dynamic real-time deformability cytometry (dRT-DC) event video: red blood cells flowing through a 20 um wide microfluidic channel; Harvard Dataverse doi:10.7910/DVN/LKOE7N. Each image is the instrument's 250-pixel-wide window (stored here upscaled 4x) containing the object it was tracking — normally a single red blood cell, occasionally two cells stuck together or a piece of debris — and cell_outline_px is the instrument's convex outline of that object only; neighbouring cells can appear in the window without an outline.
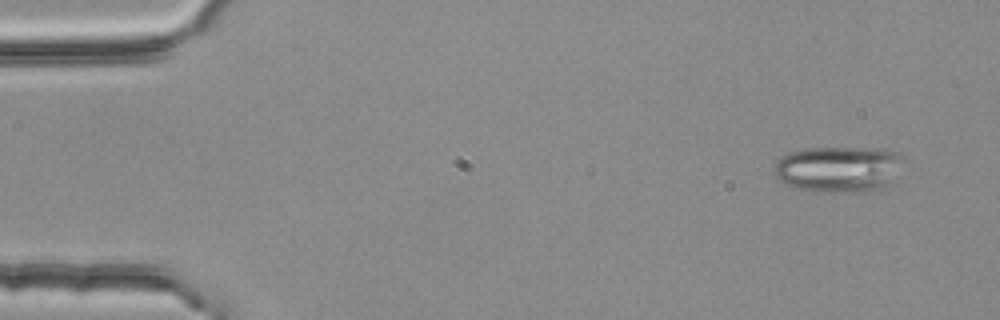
{"species": "common noctule bat (a hibernating species)", "species_latin": "Nyctalus noctula", "temperature_condition": "room temperature", "stored_images_in_passage": 4, "camera_frame_rate_fps": 3000, "um_per_image_px": 0.085, "animal": {"sex": "female", "body_mass_g": 25.1}, "frame": {"image": 1, "passage_image": 1, "time_ms": 0.0, "image_size_px": [1000, 320], "cell_outline_px": [[904, 156], [888, 188], [860, 192], [820, 192], [796, 188], [784, 184], [776, 180], [776, 160], [780, 156], [788, 152], [804, 148], [884, 148], [900, 152]], "centroid_in_image_um": [71.28, 14.37], "position_along_channel_um": 13.7, "area_um2": 35.26}}